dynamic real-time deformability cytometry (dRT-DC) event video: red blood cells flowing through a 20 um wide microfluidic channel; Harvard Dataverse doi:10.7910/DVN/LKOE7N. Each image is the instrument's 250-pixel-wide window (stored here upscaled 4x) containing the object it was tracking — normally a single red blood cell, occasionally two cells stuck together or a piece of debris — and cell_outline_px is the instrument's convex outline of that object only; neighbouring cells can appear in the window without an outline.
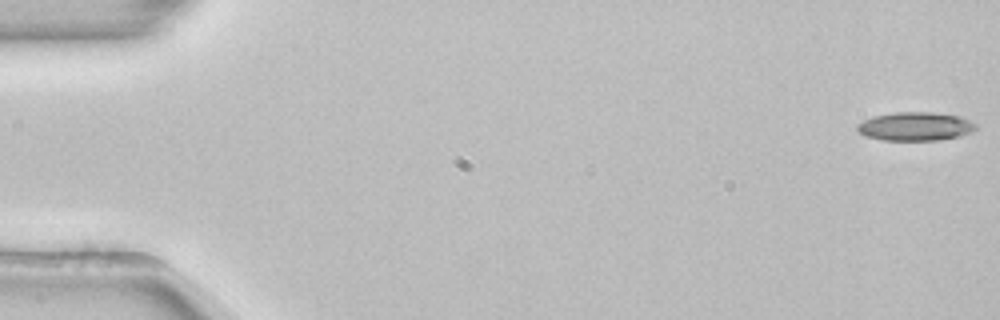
{"species": "common noctule bat (a hibernating species)", "species_latin": "Nyctalus noctula", "temperature_condition": "room temperature", "stored_images_in_passage": 54, "camera_frame_rate_fps": 3000, "um_per_image_px": 0.085, "animal": {"sex": "female", "body_mass_g": 22.7, "forearm_length_mm": 54.2}, "frame": {"image": 1, "passage_image": 1, "time_ms": 0.0, "image_size_px": [1000, 320], "cell_outline_px": [[976, 128], [972, 132], [956, 136], [936, 140], [884, 140], [864, 136], [856, 132], [856, 124], [872, 116], [896, 112], [932, 112], [960, 116], [976, 124]], "centroid_in_image_um": [77.73, 10.74], "position_along_channel_um": 7.3, "area_um2": 19.77}}
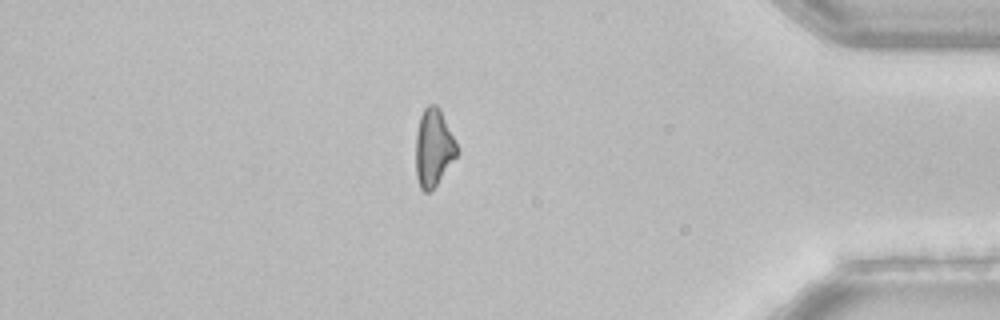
{"frame": {"image": 2, "passage_image": 46, "time_ms": 15.0, "image_size_px": [1000, 320], "cell_outline_px": [[460, 152], [436, 184], [428, 192], [424, 192], [420, 188], [416, 176], [416, 132], [420, 116], [424, 108], [428, 104], [436, 104], [440, 108]], "centroid_in_image_um": [36.84, 12.53], "position_along_channel_um": 398.4, "area_um2": 18.55}}
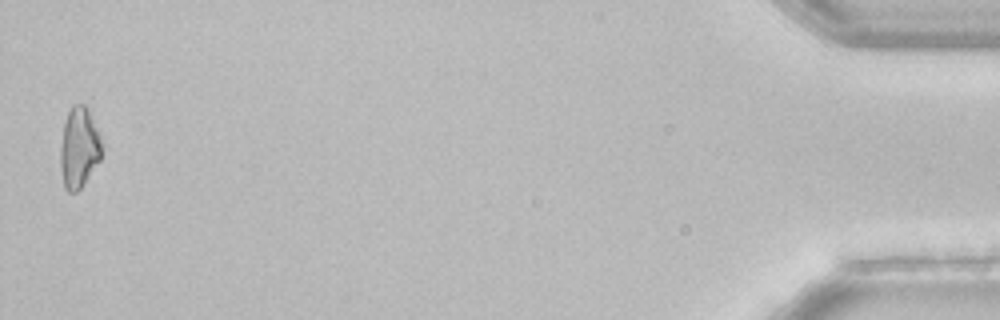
{"frame": {"image": 3, "passage_image": 53, "time_ms": 17.333, "image_size_px": [1000, 320], "cell_outline_px": [[100, 160], [84, 184], [76, 192], [68, 192], [64, 188], [60, 168], [60, 148], [64, 120], [72, 104], [84, 104], [88, 108], [100, 136]], "centroid_in_image_um": [6.69, 12.55], "position_along_channel_um": 428.5, "area_um2": 19.48}}